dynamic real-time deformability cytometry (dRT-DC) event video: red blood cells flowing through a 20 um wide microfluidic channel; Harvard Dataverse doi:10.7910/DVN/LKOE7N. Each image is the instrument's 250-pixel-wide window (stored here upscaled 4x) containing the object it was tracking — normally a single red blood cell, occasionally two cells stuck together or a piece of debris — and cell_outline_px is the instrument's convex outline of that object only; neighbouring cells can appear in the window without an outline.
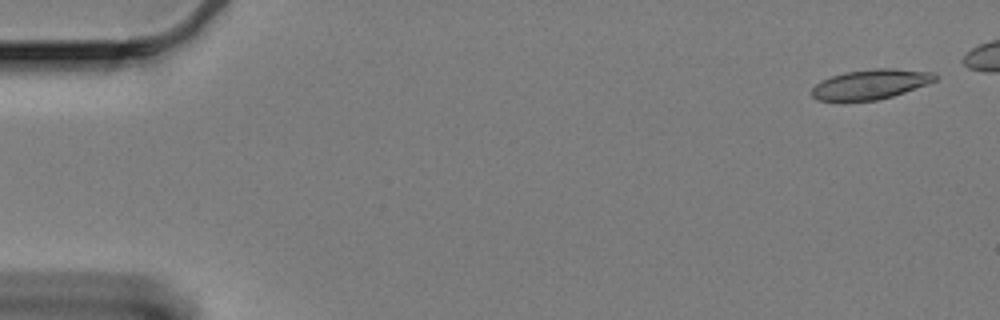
{"species": "Egyptian fruit bat (a non-hibernating species)", "species_latin": "Rousettus aegyptiacus", "temperature_condition": "cold", "stored_images_in_passage": 52, "camera_frame_rate_fps": 3000, "um_per_image_px": 0.085, "animal": {"sex": "female"}, "frame": {"image": 1, "passage_image": 1, "time_ms": 0.0, "image_size_px": [1000, 320], "cell_outline_px": [[940, 76], [936, 80], [928, 84], [892, 96], [876, 100], [816, 100], [812, 96], [812, 88], [820, 80], [844, 72], [872, 68], [892, 68], [936, 72]], "centroid_in_image_um": [74.04, 7.14], "position_along_channel_um": 11.0, "area_um2": 21.5}}
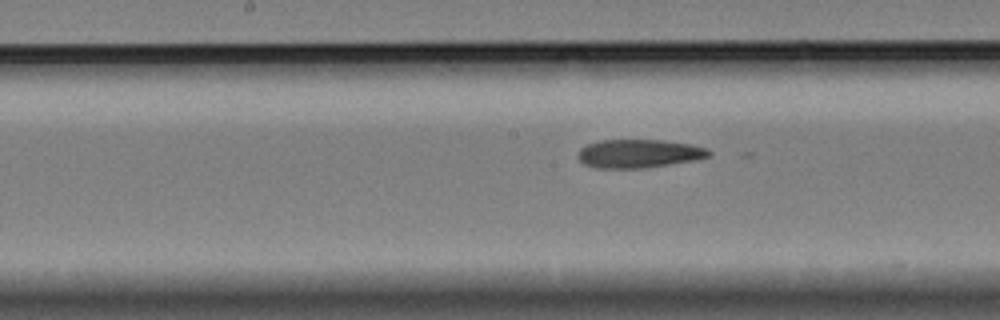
{"frame": {"image": 2, "passage_image": 29, "time_ms": 9.333, "image_size_px": [1000, 320], "cell_outline_px": [[712, 152], [708, 156], [696, 160], [644, 168], [596, 168], [584, 164], [576, 156], [580, 148], [588, 144], [600, 140], [664, 140], [692, 144], [708, 148]], "centroid_in_image_um": [54.31, 13.05], "position_along_channel_um": 193.9, "area_um2": 21.85}}
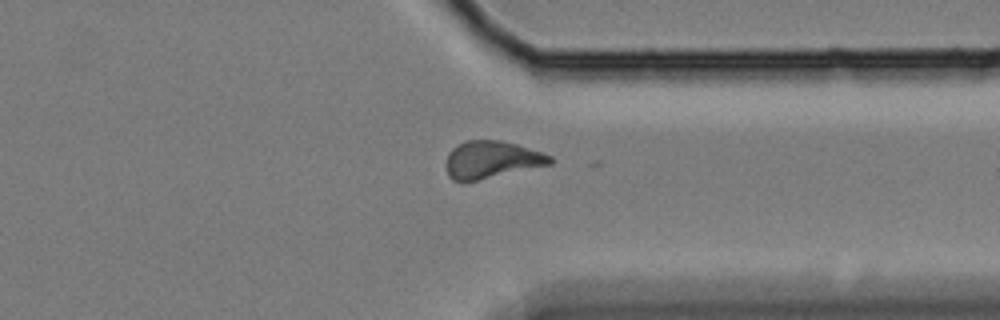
{"frame": {"image": 3, "passage_image": 45, "time_ms": 14.667, "image_size_px": [1000, 320], "cell_outline_px": [[552, 164], [476, 180], [452, 180], [448, 176], [444, 164], [448, 152], [452, 148], [464, 140], [500, 140], [516, 144], [552, 156]], "centroid_in_image_um": [41.73, 13.55], "position_along_channel_um": 369.7, "area_um2": 22.48}, "authors_computed_cell_mechanics": {"area_um2": 22.0796, "velocity_mm_per_s": 3.3121, "shape_relaxation_time_tau1_ms": null, "shape_relaxation_time_tau2_ms": 7.5264, "deformation_change_tau1": null, "deformation_change_tau2": 0.1676}}